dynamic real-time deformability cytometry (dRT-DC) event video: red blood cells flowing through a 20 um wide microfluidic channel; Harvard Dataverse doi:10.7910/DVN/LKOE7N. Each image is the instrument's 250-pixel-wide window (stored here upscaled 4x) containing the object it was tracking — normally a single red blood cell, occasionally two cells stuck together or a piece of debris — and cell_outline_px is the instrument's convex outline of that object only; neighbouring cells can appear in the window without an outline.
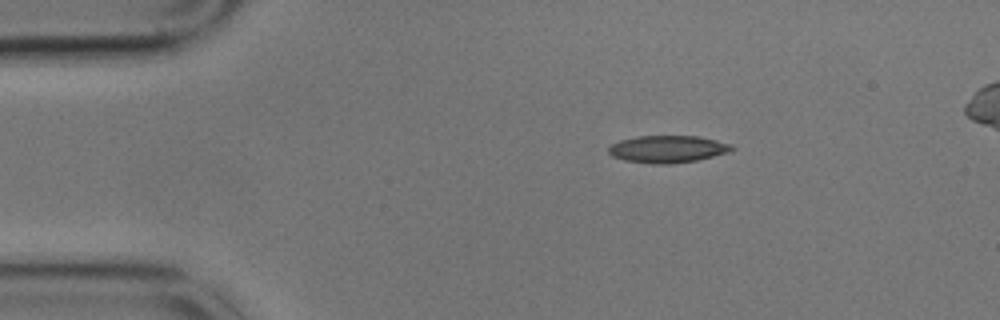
{"species": "common noctule bat (a hibernating species)", "species_latin": "Nyctalus noctula", "temperature_condition": "cold", "stored_images_in_passage": 49, "camera_frame_rate_fps": 3000, "um_per_image_px": 0.085, "animal": {"sex": "male", "body_mass_g": 17.9}, "frame": {"image": 1, "passage_image": 1, "time_ms": 0.0, "image_size_px": [1000, 320], "cell_outline_px": [[736, 148], [728, 152], [696, 160], [668, 164], [652, 164], [624, 160], [612, 156], [608, 152], [608, 148], [612, 144], [620, 140], [636, 136], [700, 136], [732, 144]], "centroid_in_image_um": [56.74, 12.66], "position_along_channel_um": 28.3, "area_um2": 19.54}}
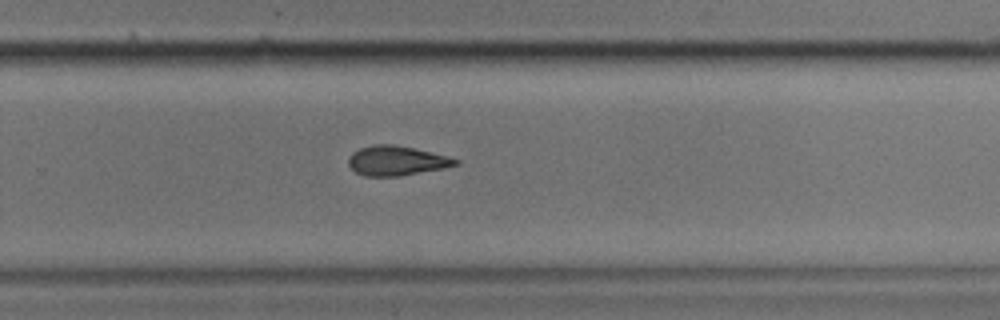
{"frame": {"image": 2, "passage_image": 29, "time_ms": 9.333, "image_size_px": [1000, 320], "cell_outline_px": [[460, 164], [444, 168], [400, 176], [364, 176], [356, 172], [348, 164], [348, 156], [352, 152], [360, 148], [372, 144], [392, 144], [412, 148], [448, 156], [460, 160]], "centroid_in_image_um": [33.69, 13.66], "position_along_channel_um": 296.1, "area_um2": 18.5}}
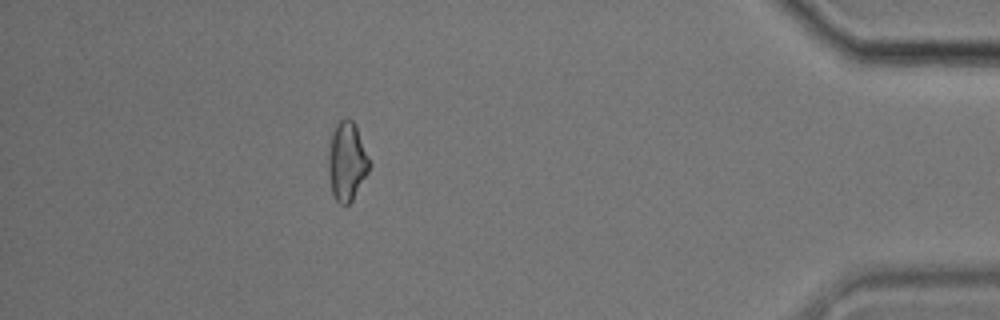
{"frame": {"image": 3, "passage_image": 43, "time_ms": 14.0, "image_size_px": [1000, 320], "cell_outline_px": [[372, 164], [368, 172], [352, 200], [348, 204], [340, 204], [336, 200], [332, 192], [328, 172], [328, 148], [332, 132], [336, 124], [340, 120], [352, 120], [356, 124]], "centroid_in_image_um": [29.49, 13.7], "position_along_channel_um": 405.7, "area_um2": 18.9}, "authors_computed_cell_mechanics": {"area_um2": 19.1896, "velocity_mm_per_s": 3.4084, "shape_relaxation_time_tau1_ms": 3.7348, "shape_relaxation_time_tau2_ms": 9.4986, "deformation_change_tau1": 0.1253, "deformation_change_tau2": 0.1851}}